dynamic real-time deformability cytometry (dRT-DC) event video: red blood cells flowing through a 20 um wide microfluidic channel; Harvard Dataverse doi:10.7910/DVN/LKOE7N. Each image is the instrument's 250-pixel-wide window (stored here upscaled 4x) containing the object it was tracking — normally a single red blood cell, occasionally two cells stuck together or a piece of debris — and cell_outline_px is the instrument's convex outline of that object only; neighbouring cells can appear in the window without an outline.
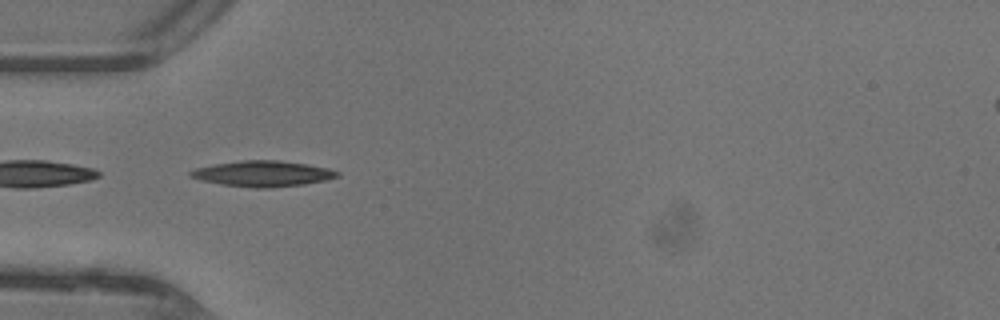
{"species": "common noctule bat (a hibernating species)", "species_latin": "Nyctalus noctula", "temperature_condition": "warm", "stored_images_in_passage": 32, "camera_frame_rate_fps": 3000, "um_per_image_px": 0.085, "animal": {"sex": "female"}, "frame": {"image": 1, "passage_image": 2, "time_ms": 0.333, "image_size_px": [1000, 320], "cell_outline_px": [[340, 176], [324, 180], [304, 184], [272, 188], [252, 188], [220, 184], [200, 180], [188, 176], [188, 172], [196, 168], [216, 164], [244, 160], [280, 160], [328, 168], [340, 172]], "centroid_in_image_um": [22.32, 14.77], "position_along_channel_um": 62.7, "area_um2": 21.96}}
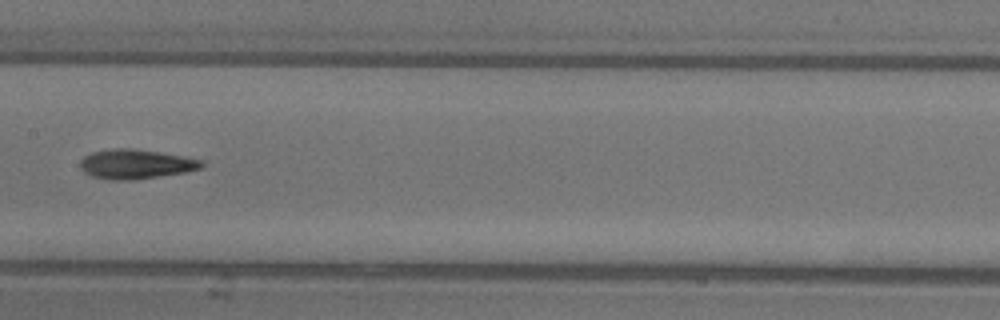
{"frame": {"image": 2, "passage_image": 11, "time_ms": 3.333, "image_size_px": [1000, 320], "cell_outline_px": [[204, 164], [200, 168], [184, 172], [132, 180], [108, 180], [92, 176], [84, 172], [80, 168], [80, 160], [84, 156], [92, 152], [112, 148], [132, 148], [204, 160]], "centroid_in_image_um": [11.48, 13.95], "position_along_channel_um": 195.9, "area_um2": 20.69}}
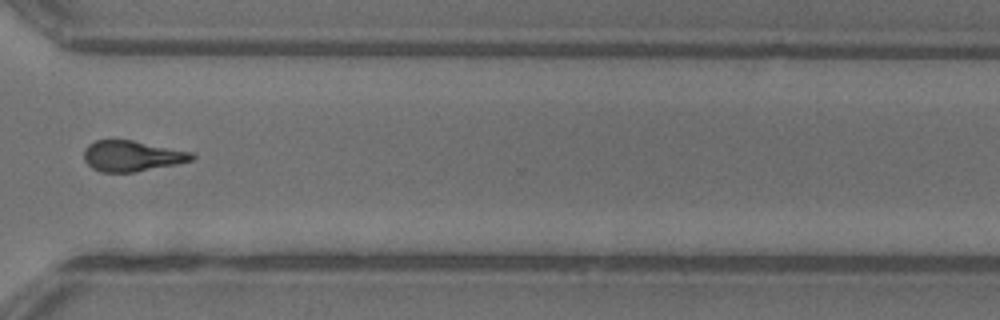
{"frame": {"image": 3, "passage_image": 22, "time_ms": 7.0, "image_size_px": [1000, 320], "cell_outline_px": [[196, 156], [192, 160], [176, 164], [136, 172], [100, 172], [92, 168], [84, 160], [84, 148], [88, 144], [96, 140], [132, 140], [192, 152]], "centroid_in_image_um": [11.2, 13.26], "position_along_channel_um": 359.4, "area_um2": 19.31}, "authors_computed_cell_mechanics": {"area_um2": 19.6809, "velocity_mm_per_s": 4.4842, "shape_relaxation_time_tau1_ms": 4.1223, "shape_relaxation_time_tau2_ms": 5.0402, "deformation_change_tau1": 0.1733, "deformation_change_tau2": 0.1767}}